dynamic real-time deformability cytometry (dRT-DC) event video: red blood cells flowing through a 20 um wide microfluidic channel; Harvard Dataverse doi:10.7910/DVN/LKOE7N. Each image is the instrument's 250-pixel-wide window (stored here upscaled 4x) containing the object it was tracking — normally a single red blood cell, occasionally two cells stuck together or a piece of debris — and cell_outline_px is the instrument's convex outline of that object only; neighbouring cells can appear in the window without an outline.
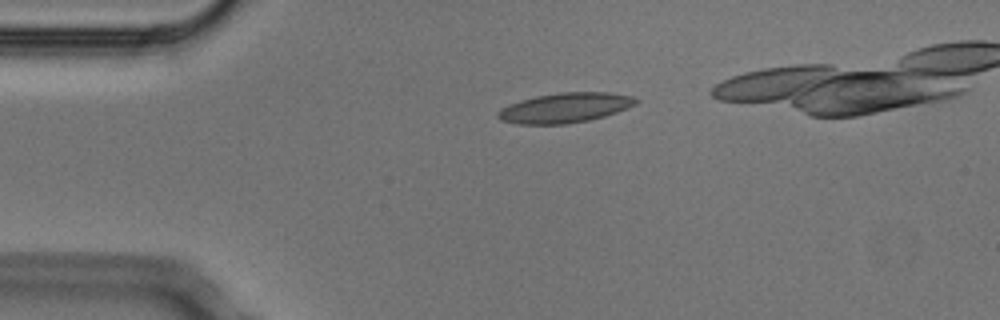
{"species": "Egyptian fruit bat (a non-hibernating species)", "species_latin": "Rousettus aegyptiacus", "temperature_condition": "cold", "stored_images_in_passage": 4, "camera_frame_rate_fps": 3000, "um_per_image_px": 0.085, "animal": {"sex": "male"}, "frame": {"image": 1, "passage_image": 2, "time_ms": 0.333, "image_size_px": [1000, 320], "cell_outline_px": [[640, 100], [636, 104], [628, 108], [604, 116], [588, 120], [568, 124], [516, 124], [500, 120], [496, 116], [496, 112], [500, 108], [508, 104], [520, 100], [536, 96], [560, 92], [612, 92], [632, 96]], "centroid_in_image_um": [48.0, 9.16], "position_along_channel_um": 37.0, "area_um2": 24.28}}